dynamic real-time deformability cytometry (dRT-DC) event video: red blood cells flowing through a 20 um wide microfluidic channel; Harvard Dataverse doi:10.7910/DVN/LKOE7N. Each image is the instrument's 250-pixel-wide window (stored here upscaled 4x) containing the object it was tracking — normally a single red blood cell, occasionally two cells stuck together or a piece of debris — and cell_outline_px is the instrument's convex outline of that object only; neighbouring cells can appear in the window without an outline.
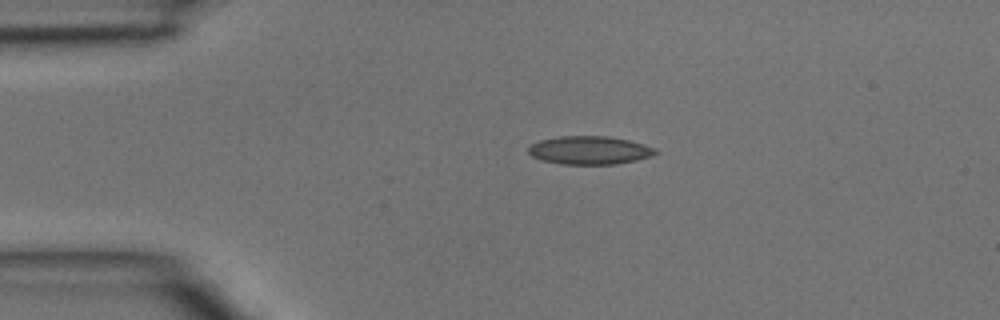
{"species": "common noctule bat (a hibernating species)", "species_latin": "Nyctalus noctula", "temperature_condition": "room temperature", "stored_images_in_passage": 3, "camera_frame_rate_fps": 3000, "um_per_image_px": 0.085, "animal": {"sex": "male", "body_mass_g": 15.6}, "frame": {"image": 1, "passage_image": 1, "time_ms": 0.0, "image_size_px": [1000, 320], "cell_outline_px": [[660, 152], [652, 156], [636, 160], [616, 164], [560, 164], [540, 160], [532, 156], [528, 152], [528, 148], [532, 144], [540, 140], [560, 136], [608, 136], [628, 140], [644, 144], [656, 148]], "centroid_in_image_um": [50.13, 12.77], "position_along_channel_um": 34.9, "area_um2": 21.04}}